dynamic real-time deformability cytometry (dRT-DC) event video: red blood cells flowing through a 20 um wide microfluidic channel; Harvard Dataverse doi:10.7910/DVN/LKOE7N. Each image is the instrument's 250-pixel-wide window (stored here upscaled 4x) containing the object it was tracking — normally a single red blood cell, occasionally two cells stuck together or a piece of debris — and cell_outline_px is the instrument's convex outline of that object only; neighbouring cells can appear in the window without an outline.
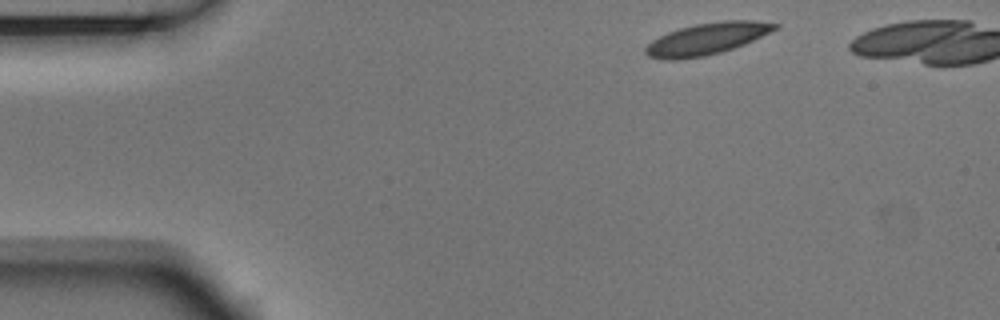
{"species": "Egyptian fruit bat (a non-hibernating species)", "species_latin": "Rousettus aegyptiacus", "temperature_condition": "room temperature", "stored_images_in_passage": 4, "camera_frame_rate_fps": 3000, "um_per_image_px": 0.085, "animal": {"sex": "male"}, "frame": {"image": 1, "passage_image": 1, "time_ms": 0.0, "image_size_px": [1000, 320], "cell_outline_px": [[780, 28], [744, 44], [720, 52], [704, 56], [676, 60], [660, 60], [648, 56], [644, 52], [644, 48], [652, 40], [668, 32], [680, 28], [696, 24], [724, 20], [756, 20], [780, 24]], "centroid_in_image_um": [60.09, 3.29], "position_along_channel_um": 24.9, "area_um2": 23.99}}